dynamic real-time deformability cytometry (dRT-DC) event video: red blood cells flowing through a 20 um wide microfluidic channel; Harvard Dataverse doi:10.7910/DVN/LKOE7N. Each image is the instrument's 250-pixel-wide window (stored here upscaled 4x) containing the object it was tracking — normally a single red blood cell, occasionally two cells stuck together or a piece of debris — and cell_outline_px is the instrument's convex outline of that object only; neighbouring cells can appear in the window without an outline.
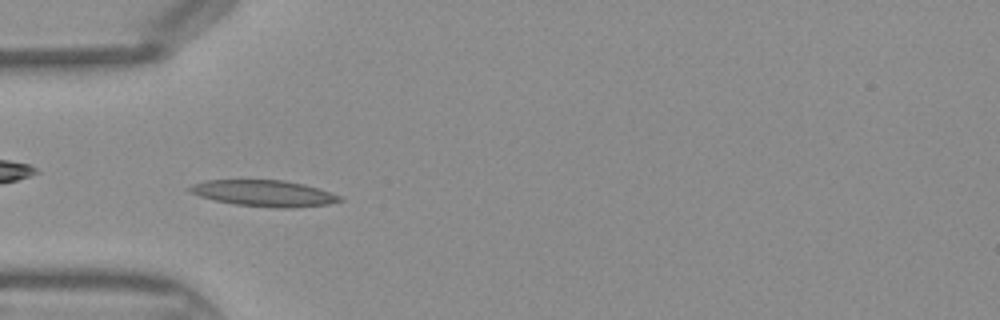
{"species": "Egyptian fruit bat (a non-hibernating species)", "species_latin": "Rousettus aegyptiacus", "temperature_condition": "warm", "stored_images_in_passage": 44, "camera_frame_rate_fps": 3000, "um_per_image_px": 0.085, "frame": {"image": 1, "passage_image": 13, "time_ms": 4.0, "image_size_px": [1000, 320], "cell_outline_px": [[344, 200], [328, 204], [292, 208], [272, 208], [236, 204], [216, 200], [200, 196], [192, 192], [188, 188], [192, 184], [208, 180], [284, 180], [304, 184], [320, 188], [344, 196]], "centroid_in_image_um": [22.54, 16.43], "position_along_channel_um": 62.5, "area_um2": 23.0}}
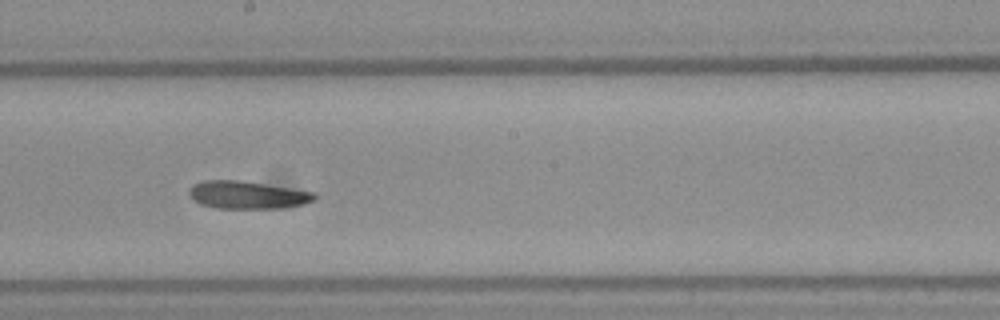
{"frame": {"image": 2, "passage_image": 24, "time_ms": 7.667, "image_size_px": [1000, 320], "cell_outline_px": [[316, 200], [304, 204], [280, 208], [216, 208], [200, 204], [192, 200], [188, 192], [192, 184], [204, 180], [240, 180], [316, 192]], "centroid_in_image_um": [21.02, 16.56], "position_along_channel_um": 227.2, "area_um2": 20.4}}
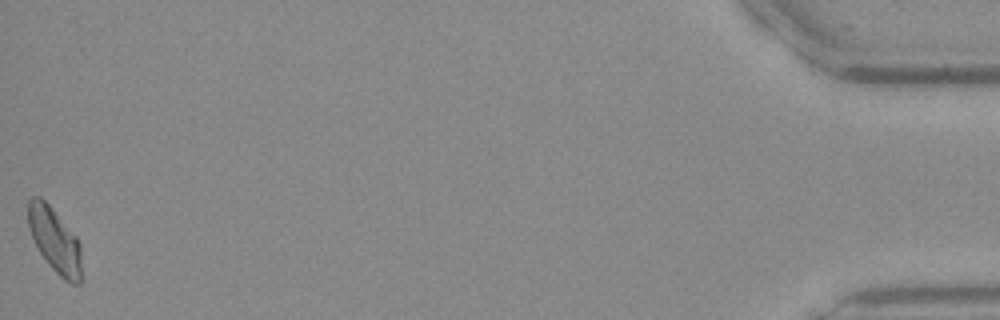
{"frame": {"image": 3, "passage_image": 44, "time_ms": 14.333, "image_size_px": [1000, 320], "cell_outline_px": [[80, 284], [72, 284], [64, 280], [48, 264], [40, 252], [28, 228], [28, 200], [32, 196], [40, 196], [48, 204], [76, 236], [80, 244]], "centroid_in_image_um": [4.64, 20.41], "position_along_channel_um": 430.6, "area_um2": 19.83}}